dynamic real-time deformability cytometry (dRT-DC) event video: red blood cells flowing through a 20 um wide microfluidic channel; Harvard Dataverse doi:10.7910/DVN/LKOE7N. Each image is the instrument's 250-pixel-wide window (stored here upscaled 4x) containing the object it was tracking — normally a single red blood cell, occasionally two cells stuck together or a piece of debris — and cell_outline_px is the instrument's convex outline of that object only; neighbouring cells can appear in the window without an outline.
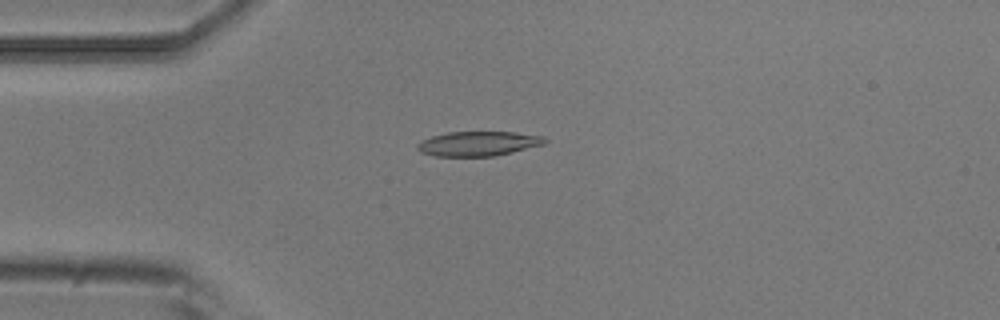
{"species": "common noctule bat (a hibernating species)", "species_latin": "Nyctalus noctula", "temperature_condition": "room temperature", "stored_images_in_passage": 4, "camera_frame_rate_fps": 3000, "um_per_image_px": 0.085, "animal": {"sex": "male", "body_mass_g": 20.5, "forearm_length_mm": 52.5}, "frame": {"image": 1, "passage_image": 3, "time_ms": 0.667, "image_size_px": [1000, 320], "cell_outline_px": [[548, 140], [544, 144], [496, 156], [436, 156], [420, 152], [416, 148], [416, 144], [420, 140], [432, 136], [448, 132], [516, 132], [544, 136]], "centroid_in_image_um": [40.64, 12.2], "position_along_channel_um": 44.4, "area_um2": 18.38}}